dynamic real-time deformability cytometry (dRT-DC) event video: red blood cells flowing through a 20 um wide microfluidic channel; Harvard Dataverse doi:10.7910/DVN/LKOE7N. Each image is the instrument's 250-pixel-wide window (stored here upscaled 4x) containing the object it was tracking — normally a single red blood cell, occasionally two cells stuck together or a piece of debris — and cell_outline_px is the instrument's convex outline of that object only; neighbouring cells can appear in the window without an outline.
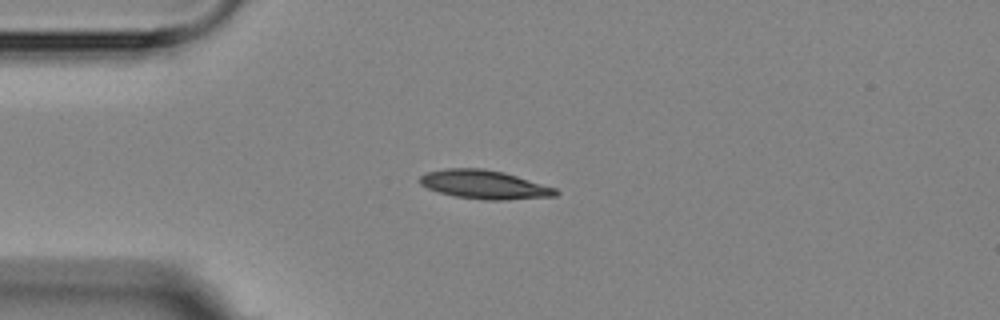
{"species": "Egyptian fruit bat (a non-hibernating species)", "species_latin": "Rousettus aegyptiacus", "temperature_condition": "room temperature", "stored_images_in_passage": 6, "camera_frame_rate_fps": 3000, "um_per_image_px": 0.085, "animal": {"sex": "female"}, "frame": {"image": 1, "passage_image": 1, "time_ms": 0.0, "image_size_px": [1000, 320], "cell_outline_px": [[560, 192], [556, 196], [508, 200], [484, 200], [456, 196], [440, 192], [428, 188], [420, 184], [416, 180], [424, 172], [444, 168], [484, 168], [504, 172], [556, 188]], "centroid_in_image_um": [41.15, 15.68], "position_along_channel_um": 43.9, "area_um2": 22.95}}
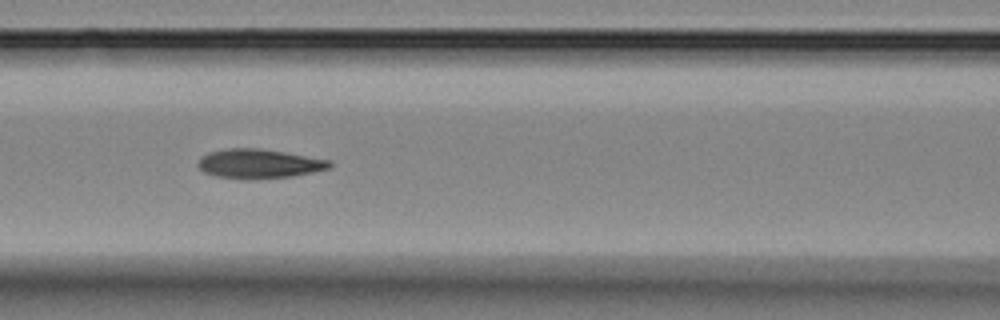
{"frame": {"image": 2, "passage_image": 4, "time_ms": 3.333, "image_size_px": [1000, 320], "cell_outline_px": [[332, 168], [292, 176], [252, 180], [216, 176], [204, 172], [196, 164], [200, 156], [208, 152], [228, 148], [256, 148], [284, 152], [332, 160]], "centroid_in_image_um": [22.01, 13.92], "position_along_channel_um": 144.6, "area_um2": 22.66}}
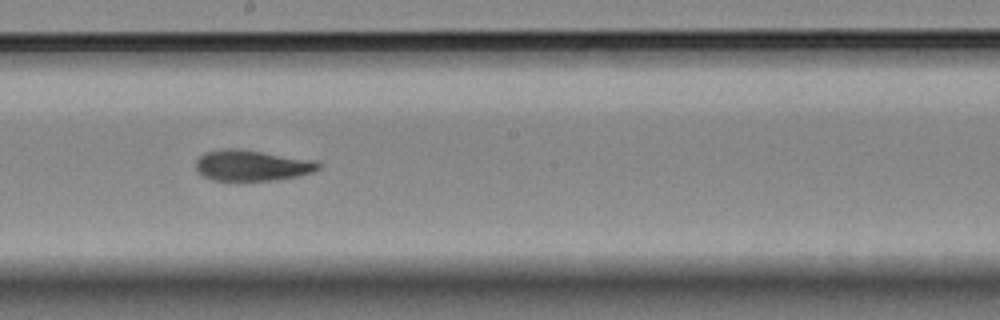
{"frame": {"image": 3, "passage_image": 6, "time_ms": 5.667, "image_size_px": [1000, 320], "cell_outline_px": [[320, 168], [312, 172], [296, 176], [272, 180], [240, 184], [212, 180], [196, 172], [196, 160], [204, 152], [224, 148], [236, 148], [316, 160], [320, 164]], "centroid_in_image_um": [21.35, 14.1], "position_along_channel_um": 226.9, "area_um2": 22.83}}